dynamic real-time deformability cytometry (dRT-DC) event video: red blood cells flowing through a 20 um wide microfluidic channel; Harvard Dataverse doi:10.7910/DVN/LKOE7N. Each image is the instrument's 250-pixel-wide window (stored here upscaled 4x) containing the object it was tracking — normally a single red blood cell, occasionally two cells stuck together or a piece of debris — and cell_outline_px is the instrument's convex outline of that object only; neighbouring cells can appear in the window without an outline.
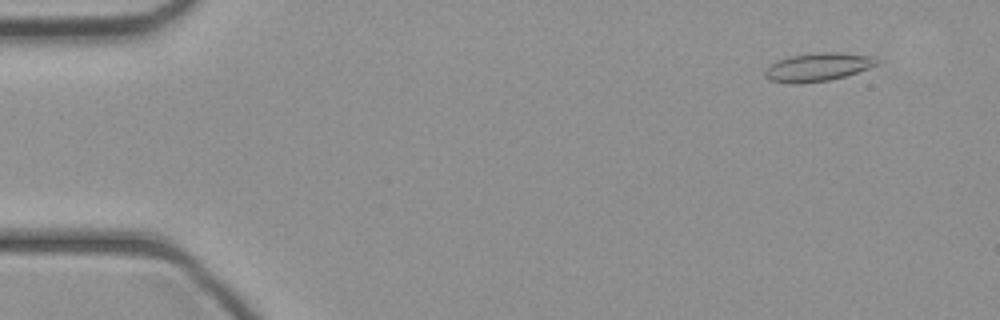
{"species": "common noctule bat (a hibernating species)", "species_latin": "Nyctalus noctula", "temperature_condition": "cold", "stored_images_in_passage": 45, "camera_frame_rate_fps": 3000, "um_per_image_px": 0.085, "animal": {"sex": "female", "body_mass_g": 21.9}, "frame": {"image": 1, "passage_image": 4, "time_ms": 1.0, "image_size_px": [1000, 320], "cell_outline_px": [[880, 64], [844, 76], [828, 80], [800, 84], [792, 84], [768, 80], [764, 76], [764, 68], [776, 60], [792, 56], [812, 52], [840, 52], [872, 56], [880, 60]], "centroid_in_image_um": [69.48, 5.69], "position_along_channel_um": 15.5, "area_um2": 18.73}}
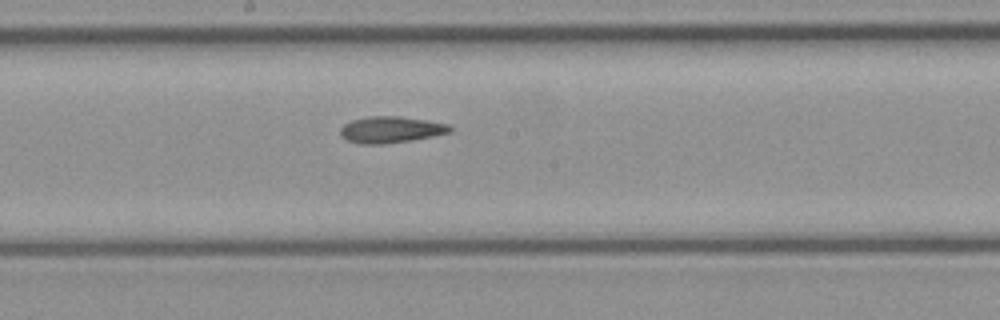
{"frame": {"image": 2, "passage_image": 24, "time_ms": 7.667, "image_size_px": [1000, 320], "cell_outline_px": [[452, 132], [412, 140], [384, 144], [360, 144], [348, 140], [340, 136], [340, 128], [344, 124], [352, 120], [368, 116], [400, 116], [428, 120], [448, 124], [452, 128]], "centroid_in_image_um": [33.22, 11.01], "position_along_channel_um": 215.0, "area_um2": 16.99}}
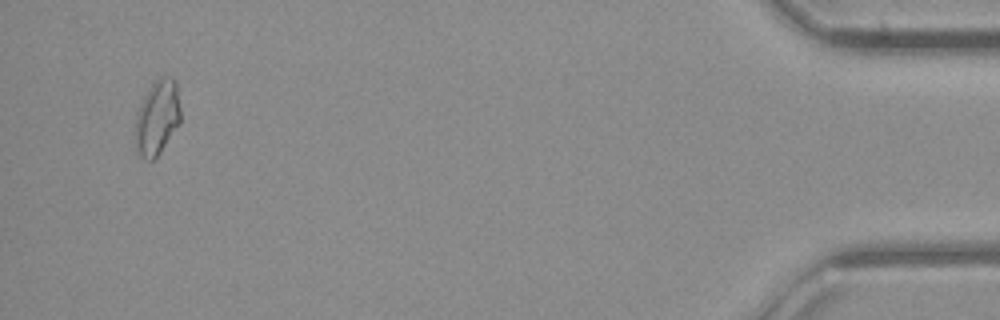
{"frame": {"image": 3, "passage_image": 43, "time_ms": 14.0, "image_size_px": [1000, 320], "cell_outline_px": [[180, 124], [160, 152], [152, 160], [144, 160], [136, 152], [132, 132], [136, 112], [144, 96], [152, 84], [160, 76], [172, 76], [176, 80], [180, 108]], "centroid_in_image_um": [13.32, 10.02], "position_along_channel_um": 421.9, "area_um2": 20.4}}